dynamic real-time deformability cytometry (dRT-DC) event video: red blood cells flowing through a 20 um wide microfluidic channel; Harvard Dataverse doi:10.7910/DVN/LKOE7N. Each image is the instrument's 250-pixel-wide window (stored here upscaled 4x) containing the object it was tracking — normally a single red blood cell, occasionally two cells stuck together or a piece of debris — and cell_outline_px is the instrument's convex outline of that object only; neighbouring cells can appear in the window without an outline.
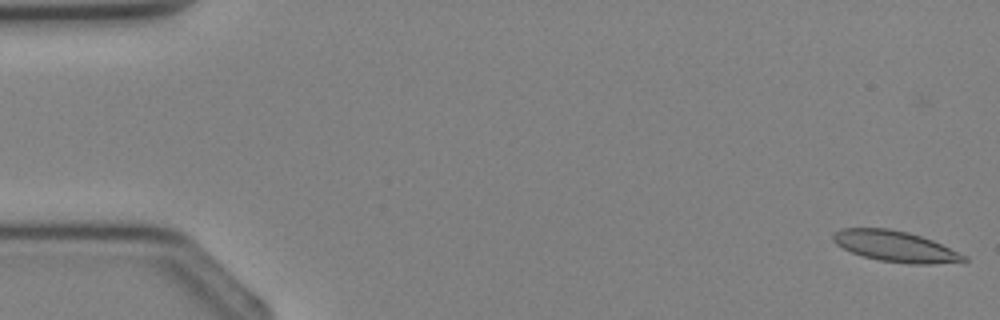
{"species": "Egyptian fruit bat (a non-hibernating species)", "species_latin": "Rousettus aegyptiacus", "temperature_condition": "cold", "stored_images_in_passage": 4, "camera_frame_rate_fps": 3000, "um_per_image_px": 0.085, "animal": {"sex": "female"}, "frame": {"image": 1, "passage_image": 4, "time_ms": 4.333, "image_size_px": [1000, 320], "cell_outline_px": [[968, 260], [936, 264], [912, 264], [880, 260], [864, 256], [852, 252], [836, 244], [832, 240], [832, 236], [836, 232], [844, 228], [888, 228], [908, 232], [932, 240], [968, 256]], "centroid_in_image_um": [76.12, 20.94], "position_along_channel_um": 8.9, "area_um2": 23.24}}